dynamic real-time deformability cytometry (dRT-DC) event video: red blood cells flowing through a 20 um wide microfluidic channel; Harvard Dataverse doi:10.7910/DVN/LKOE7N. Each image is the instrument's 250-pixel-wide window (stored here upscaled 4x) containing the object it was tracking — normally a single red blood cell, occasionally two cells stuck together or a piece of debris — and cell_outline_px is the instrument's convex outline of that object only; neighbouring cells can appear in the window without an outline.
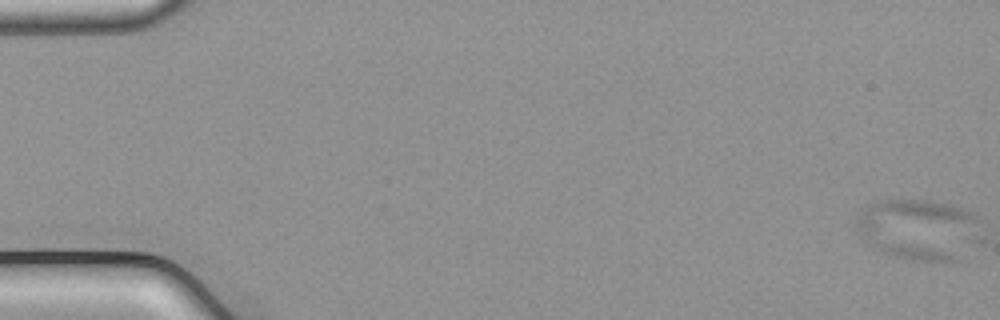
{"species": "common noctule bat (a hibernating species)", "species_latin": "Nyctalus noctula", "temperature_condition": "cold", "stored_images_in_passage": 5, "camera_frame_rate_fps": 3000, "um_per_image_px": 0.085, "animal": {"sex": "male", "body_mass_g": 21.5, "forearm_length_mm": 52.0}, "frame": {"image": 1, "passage_image": 1, "time_ms": 0.0, "image_size_px": [1000, 320], "cell_outline_px": [[976, 216], [960, 260], [912, 260], [880, 252], [856, 228], [856, 224], [868, 204], [876, 200], [928, 200], [948, 204], [972, 212]], "centroid_in_image_um": [77.94, 19.46], "position_along_channel_um": 7.1, "area_um2": 41.67}}